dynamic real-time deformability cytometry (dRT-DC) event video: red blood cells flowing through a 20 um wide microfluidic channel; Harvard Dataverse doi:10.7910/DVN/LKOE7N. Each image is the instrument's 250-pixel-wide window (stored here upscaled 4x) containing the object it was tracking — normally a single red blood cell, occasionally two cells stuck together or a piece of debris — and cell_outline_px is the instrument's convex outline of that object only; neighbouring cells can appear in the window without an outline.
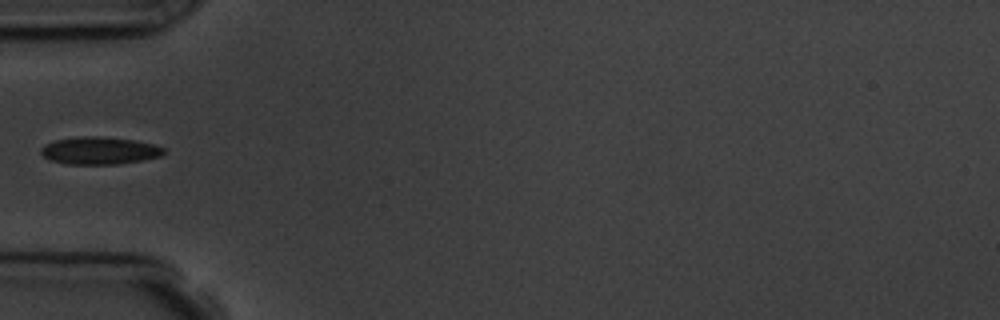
{"species": "common noctule bat (a hibernating species)", "species_latin": "Nyctalus noctula", "temperature_condition": "room temperature", "stored_images_in_passage": 5, "camera_frame_rate_fps": 3000, "um_per_image_px": 0.085, "animal": {"sex": "male", "body_mass_g": 19.5, "forearm_length_mm": 54.6}, "frame": {"image": 1, "passage_image": 4, "time_ms": 4.333, "image_size_px": [1000, 320], "cell_outline_px": [[164, 152], [160, 156], [120, 164], [68, 164], [48, 160], [40, 152], [40, 148], [44, 144], [56, 140], [80, 136], [100, 136], [132, 140], [152, 144], [164, 148]], "centroid_in_image_um": [8.39, 12.8], "position_along_channel_um": 76.6, "area_um2": 19.54}}